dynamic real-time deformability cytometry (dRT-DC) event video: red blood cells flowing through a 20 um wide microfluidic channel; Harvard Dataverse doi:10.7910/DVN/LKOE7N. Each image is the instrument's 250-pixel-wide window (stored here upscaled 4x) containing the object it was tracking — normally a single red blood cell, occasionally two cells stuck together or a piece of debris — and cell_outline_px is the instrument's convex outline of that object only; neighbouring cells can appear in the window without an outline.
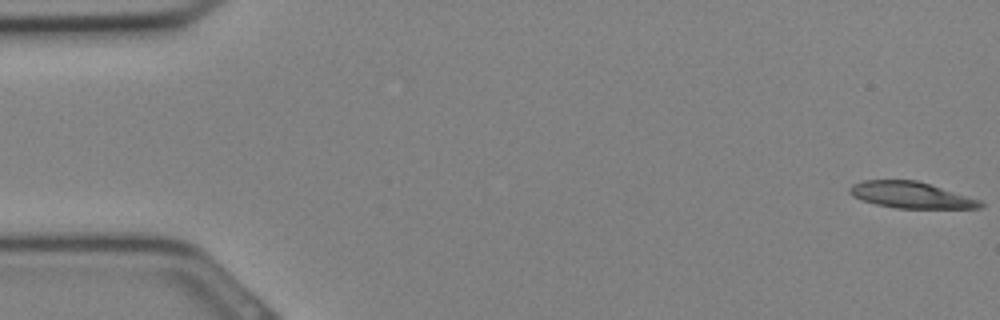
{"species": "Egyptian fruit bat (a non-hibernating species)", "species_latin": "Rousettus aegyptiacus", "temperature_condition": "cold", "stored_images_in_passage": 8, "camera_frame_rate_fps": 3000, "um_per_image_px": 0.085, "animal": {"sex": "female"}, "frame": {"image": 1, "passage_image": 1, "time_ms": 0.0, "image_size_px": [1000, 320], "cell_outline_px": [[984, 204], [980, 208], [896, 208], [876, 204], [852, 196], [848, 192], [848, 188], [852, 184], [864, 180], [916, 180], [980, 200]], "centroid_in_image_um": [77.39, 16.57], "position_along_channel_um": 7.6, "area_um2": 19.77}}